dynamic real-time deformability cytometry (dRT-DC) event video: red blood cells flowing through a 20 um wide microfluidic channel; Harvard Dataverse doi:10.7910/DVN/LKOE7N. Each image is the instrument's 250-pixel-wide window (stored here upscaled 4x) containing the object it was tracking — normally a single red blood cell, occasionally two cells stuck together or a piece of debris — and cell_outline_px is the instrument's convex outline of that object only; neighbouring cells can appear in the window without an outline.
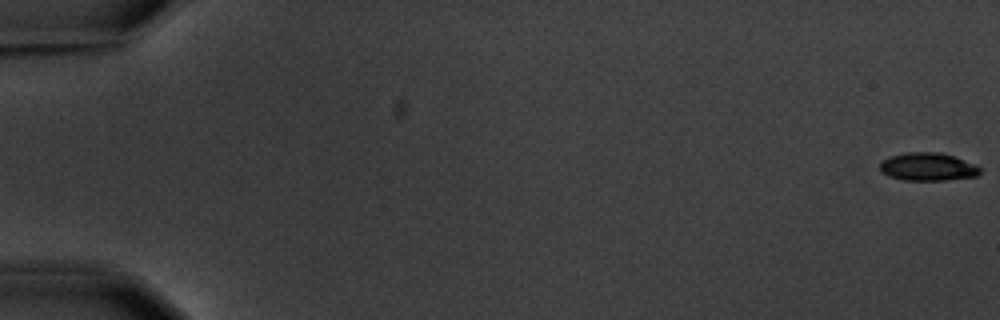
{"species": "common noctule bat (a hibernating species)", "species_latin": "Nyctalus noctula", "temperature_condition": "warm", "stored_images_in_passage": 5, "camera_frame_rate_fps": 3000, "um_per_image_px": 0.085, "animal": {"sex": "male", "body_mass_g": 20.1, "forearm_length_mm": 53.5}, "frame": {"image": 1, "passage_image": 1, "time_ms": 0.0, "image_size_px": [1000, 320], "cell_outline_px": [[984, 168], [976, 176], [944, 180], [904, 180], [888, 176], [880, 172], [880, 164], [888, 156], [908, 152], [940, 152], [976, 164]], "centroid_in_image_um": [78.87, 14.17], "position_along_channel_um": 6.1, "area_um2": 16.42}}
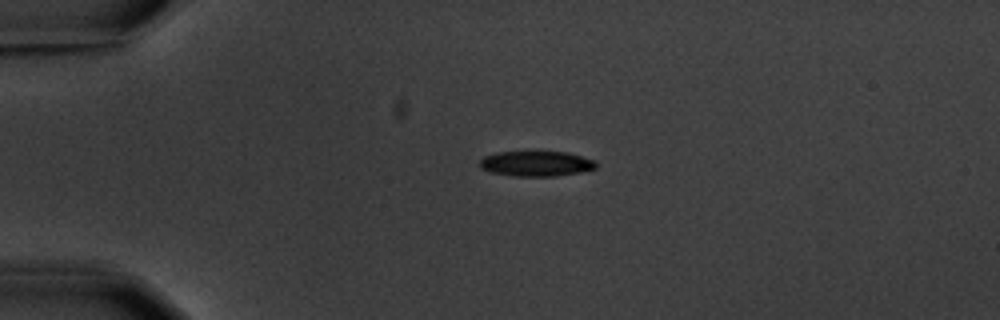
{"frame": {"image": 2, "passage_image": 4, "time_ms": 4.667, "image_size_px": [1000, 320], "cell_outline_px": [[596, 168], [580, 172], [556, 176], [516, 176], [488, 172], [480, 168], [480, 160], [484, 156], [496, 152], [568, 152], [596, 160]], "centroid_in_image_um": [45.57, 13.91], "position_along_channel_um": 39.4, "area_um2": 17.17}}